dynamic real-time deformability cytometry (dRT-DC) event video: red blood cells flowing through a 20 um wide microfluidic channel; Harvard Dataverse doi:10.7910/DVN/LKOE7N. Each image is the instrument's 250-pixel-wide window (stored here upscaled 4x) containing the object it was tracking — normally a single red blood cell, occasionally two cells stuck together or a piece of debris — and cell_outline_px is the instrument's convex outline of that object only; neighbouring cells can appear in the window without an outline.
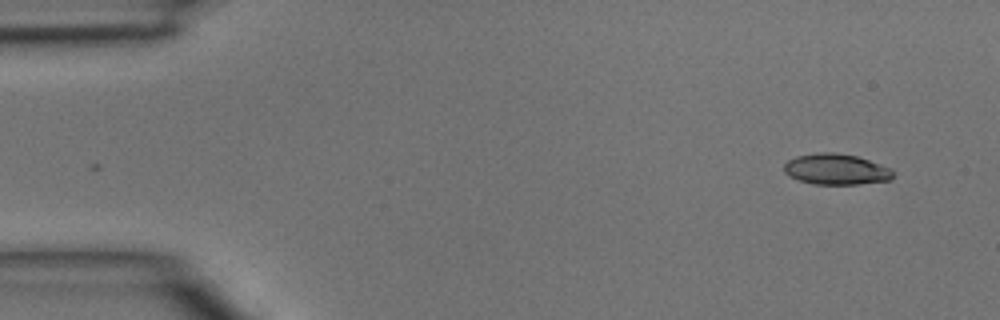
{"species": "common noctule bat (a hibernating species)", "species_latin": "Nyctalus noctula", "temperature_condition": "room temperature", "stored_images_in_passage": 4, "camera_frame_rate_fps": 3000, "um_per_image_px": 0.085, "animal": {"sex": "male", "body_mass_g": 15.6}, "frame": {"image": 1, "passage_image": 1, "time_ms": 0.0, "image_size_px": [1000, 320], "cell_outline_px": [[896, 172], [892, 180], [860, 184], [812, 184], [788, 176], [784, 172], [784, 164], [788, 160], [796, 156], [820, 152], [832, 152], [856, 156], [892, 168]], "centroid_in_image_um": [71.1, 14.39], "position_along_channel_um": 13.9, "area_um2": 19.77}}